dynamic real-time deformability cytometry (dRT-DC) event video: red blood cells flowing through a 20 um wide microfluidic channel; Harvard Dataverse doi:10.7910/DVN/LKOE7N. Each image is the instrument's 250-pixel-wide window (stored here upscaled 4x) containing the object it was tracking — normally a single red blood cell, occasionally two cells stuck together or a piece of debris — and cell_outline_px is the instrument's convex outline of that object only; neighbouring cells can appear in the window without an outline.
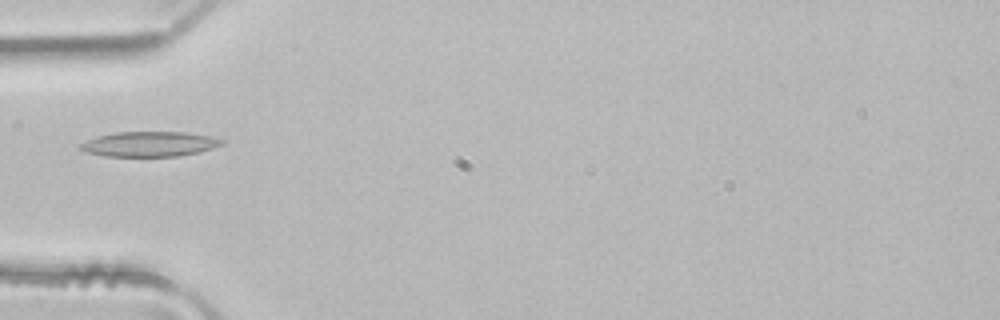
{"species": "common noctule bat (a hibernating species)", "species_latin": "Nyctalus noctula", "temperature_condition": "room temperature", "stored_images_in_passage": 3, "camera_frame_rate_fps": 3000, "um_per_image_px": 0.085, "animal": {"sex": "male", "body_mass_g": 21.5, "forearm_length_mm": 52.0}, "frame": {"image": 1, "passage_image": 3, "time_ms": 0.667, "image_size_px": [1000, 320], "cell_outline_px": [[224, 144], [212, 148], [180, 156], [104, 156], [88, 152], [76, 148], [80, 144], [96, 136], [116, 132], [184, 132], [212, 136], [224, 140]], "centroid_in_image_um": [12.69, 12.24], "position_along_channel_um": 72.3, "area_um2": 20.58}}